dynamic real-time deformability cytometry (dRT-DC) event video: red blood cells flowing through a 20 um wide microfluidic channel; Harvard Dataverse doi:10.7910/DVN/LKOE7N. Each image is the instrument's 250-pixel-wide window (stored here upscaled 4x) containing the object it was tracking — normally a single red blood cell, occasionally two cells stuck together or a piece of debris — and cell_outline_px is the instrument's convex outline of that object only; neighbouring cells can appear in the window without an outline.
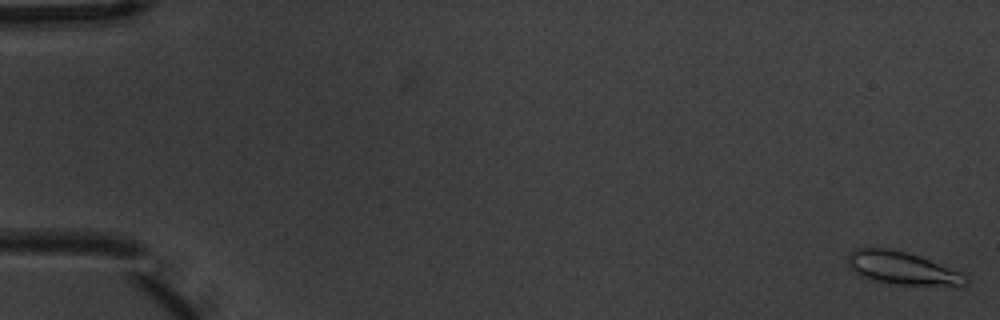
{"species": "common noctule bat (a hibernating species)", "species_latin": "Nyctalus noctula", "temperature_condition": "warm", "stored_images_in_passage": 6, "segment_of_instrument_passage": [2, 2], "camera_frame_rate_fps": 3000, "um_per_image_px": 0.085, "animal": {"sex": "male", "body_mass_g": 20.1, "forearm_length_mm": 53.5}, "frame": {"image": 1, "passage_image": 6, "time_ms": 1.667, "image_size_px": [1000, 320], "cell_outline_px": [[968, 284], [960, 288], [892, 284], [872, 280], [860, 276], [852, 272], [848, 264], [848, 256], [856, 248], [892, 248], [928, 260], [960, 272], [968, 276]], "centroid_in_image_um": [76.74, 22.85], "position_along_channel_um": 8.3, "area_um2": 23.0}}